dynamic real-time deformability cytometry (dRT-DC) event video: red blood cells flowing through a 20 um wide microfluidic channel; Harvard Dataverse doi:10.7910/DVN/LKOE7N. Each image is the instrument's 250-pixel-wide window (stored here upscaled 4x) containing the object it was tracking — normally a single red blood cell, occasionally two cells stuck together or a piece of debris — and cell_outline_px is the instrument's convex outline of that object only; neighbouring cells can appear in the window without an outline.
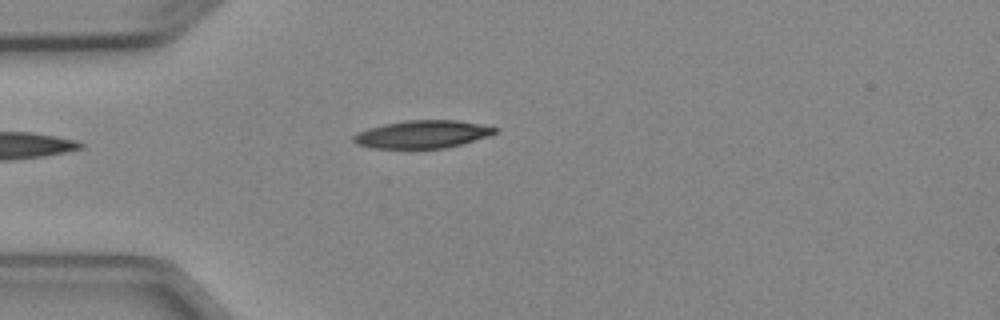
{"species": "Egyptian fruit bat (a non-hibernating species)", "species_latin": "Rousettus aegyptiacus", "temperature_condition": "cold", "stored_images_in_passage": 1, "camera_frame_rate_fps": 3000, "um_per_image_px": 0.085, "animal": {"sex": "female"}, "frame": {"image": 1, "passage_image": 1, "time_ms": 0.0, "image_size_px": [1000, 320], "cell_outline_px": [[496, 132], [488, 136], [460, 144], [444, 148], [372, 148], [356, 144], [352, 140], [352, 136], [356, 132], [368, 128], [384, 124], [408, 120], [456, 120], [496, 128]], "centroid_in_image_um": [35.81, 11.41], "position_along_channel_um": 49.2, "area_um2": 22.6}}